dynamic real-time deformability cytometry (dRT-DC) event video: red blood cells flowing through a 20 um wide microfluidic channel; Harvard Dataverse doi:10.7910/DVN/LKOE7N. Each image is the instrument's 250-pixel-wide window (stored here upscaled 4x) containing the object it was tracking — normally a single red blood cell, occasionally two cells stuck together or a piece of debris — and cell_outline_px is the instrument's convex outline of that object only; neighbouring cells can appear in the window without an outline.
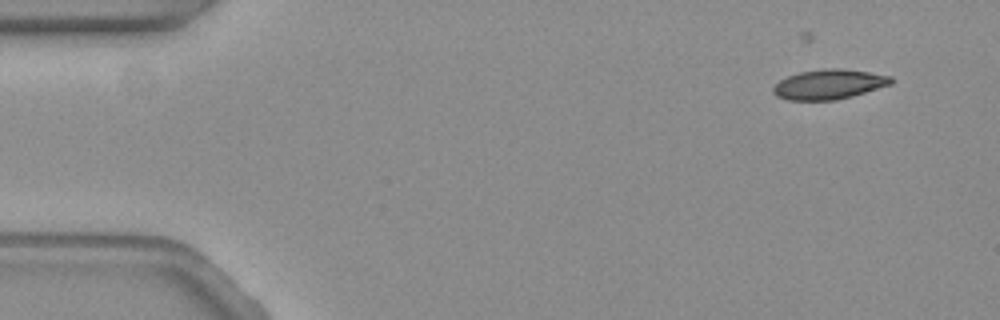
{"species": "common noctule bat (a hibernating species)", "species_latin": "Nyctalus noctula", "temperature_condition": "warm", "stored_images_in_passage": 51, "camera_frame_rate_fps": 3000, "um_per_image_px": 0.085, "animal": {"sex": "female", "body_mass_g": 19.3, "forearm_length_mm": 54.1}, "frame": {"image": 1, "passage_image": 1, "time_ms": 0.0, "image_size_px": [1000, 320], "cell_outline_px": [[892, 84], [852, 96], [836, 100], [788, 100], [776, 96], [772, 92], [772, 88], [780, 80], [788, 76], [800, 72], [824, 68], [840, 68], [868, 72], [892, 76]], "centroid_in_image_um": [70.45, 7.17], "position_along_channel_um": 14.6, "area_um2": 20.46}}
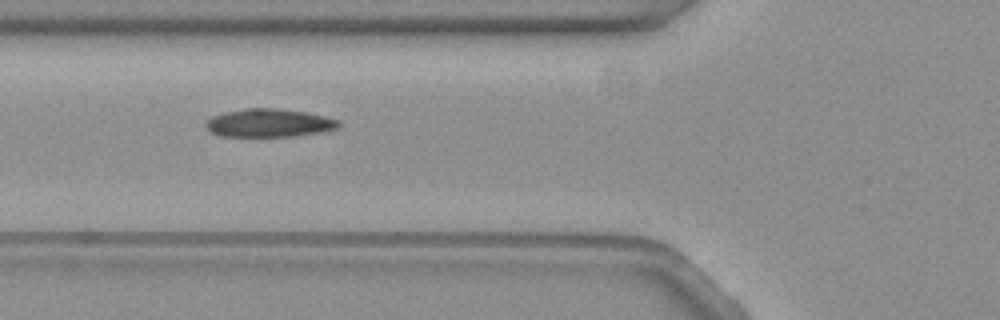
{"frame": {"image": 2, "passage_image": 18, "time_ms": 5.667, "image_size_px": [1000, 320], "cell_outline_px": [[340, 128], [320, 132], [292, 136], [220, 136], [212, 132], [204, 124], [212, 116], [224, 112], [244, 108], [276, 108], [304, 112], [324, 116], [340, 120]], "centroid_in_image_um": [22.88, 10.44], "position_along_channel_um": 102.9, "area_um2": 21.73}}
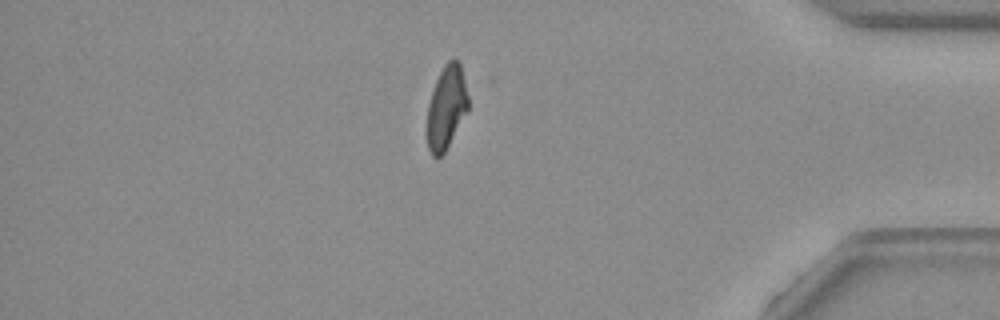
{"frame": {"image": 3, "passage_image": 46, "time_ms": 15.0, "image_size_px": [1000, 320], "cell_outline_px": [[468, 108], [444, 152], [436, 160], [432, 156], [428, 148], [428, 104], [436, 80], [444, 64], [448, 60], [460, 60], [468, 96]], "centroid_in_image_um": [37.94, 9.09], "position_along_channel_um": 397.3, "area_um2": 19.54}, "authors_computed_cell_mechanics": {"area_um2": 21.6172, "velocity_mm_per_s": 3.5432, "shape_relaxation_time_tau1_ms": 6.4789, "shape_relaxation_time_tau2_ms": 3.7338, "deformation_change_tau1": 0.17, "deformation_change_tau2": 0.0635}}